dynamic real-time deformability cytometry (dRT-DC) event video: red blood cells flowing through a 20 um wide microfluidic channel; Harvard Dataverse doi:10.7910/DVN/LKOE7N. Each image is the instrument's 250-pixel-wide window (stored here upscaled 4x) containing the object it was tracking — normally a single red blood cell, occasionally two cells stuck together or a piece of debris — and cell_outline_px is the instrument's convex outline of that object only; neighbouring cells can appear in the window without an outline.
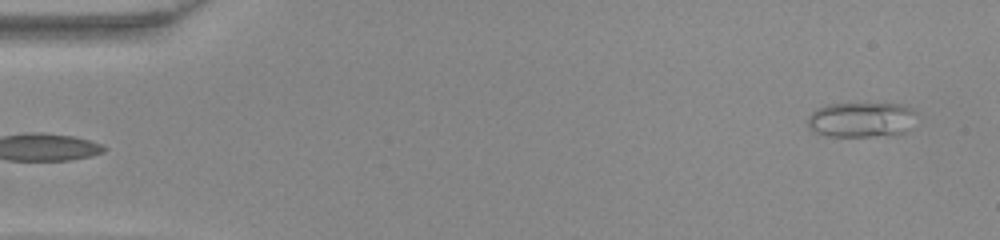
{"species": "common noctule bat (a hibernating species)", "species_latin": "Nyctalus noctula", "temperature_condition": "warm", "stored_images_in_passage": 46, "camera_frame_rate_fps": 3000, "um_per_image_px": 0.085, "animal": {"sex": "female", "body_mass_g": 22.0, "forearm_length_mm": 56.7}, "frame": {"image": 1, "passage_image": 1, "time_ms": 0.0, "image_size_px": [1000, 240], "cell_outline_px": [[916, 112], [908, 132], [896, 136], [828, 136], [812, 132], [808, 128], [808, 116], [816, 108], [828, 104], [908, 104]], "centroid_in_image_um": [73.23, 10.19], "position_along_channel_um": 11.8, "area_um2": 22.72}}
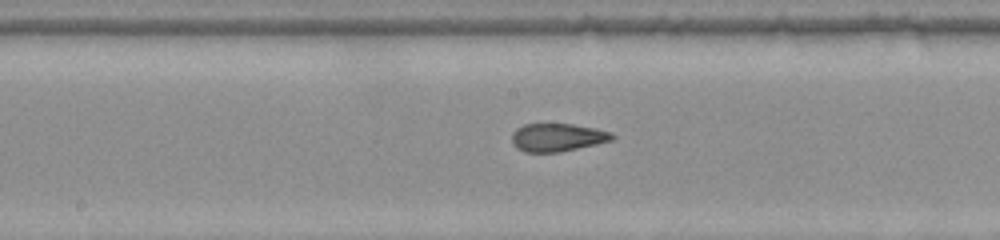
{"frame": {"image": 2, "passage_image": 23, "time_ms": 7.333, "image_size_px": [1000, 240], "cell_outline_px": [[616, 136], [612, 140], [596, 144], [560, 152], [524, 152], [516, 148], [512, 144], [512, 132], [516, 128], [524, 124], [572, 124], [596, 128], [612, 132]], "centroid_in_image_um": [47.37, 11.68], "position_along_channel_um": 200.8, "area_um2": 16.53}}
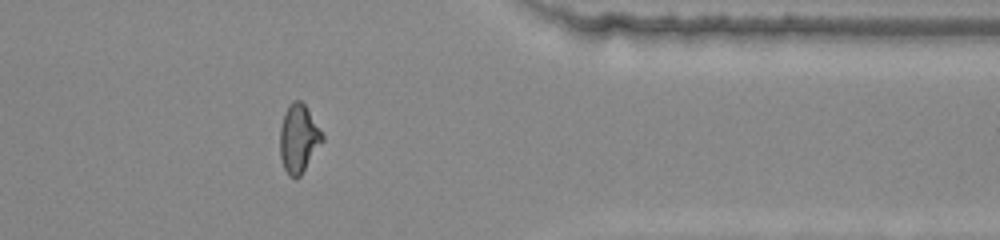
{"frame": {"image": 3, "passage_image": 37, "time_ms": 12.0, "image_size_px": [1000, 240], "cell_outline_px": [[324, 140], [300, 176], [296, 180], [288, 176], [284, 168], [280, 156], [280, 128], [284, 112], [288, 104], [292, 100], [300, 100], [304, 104], [324, 136]], "centroid_in_image_um": [25.36, 11.79], "position_along_channel_um": 386.0, "area_um2": 16.88}}